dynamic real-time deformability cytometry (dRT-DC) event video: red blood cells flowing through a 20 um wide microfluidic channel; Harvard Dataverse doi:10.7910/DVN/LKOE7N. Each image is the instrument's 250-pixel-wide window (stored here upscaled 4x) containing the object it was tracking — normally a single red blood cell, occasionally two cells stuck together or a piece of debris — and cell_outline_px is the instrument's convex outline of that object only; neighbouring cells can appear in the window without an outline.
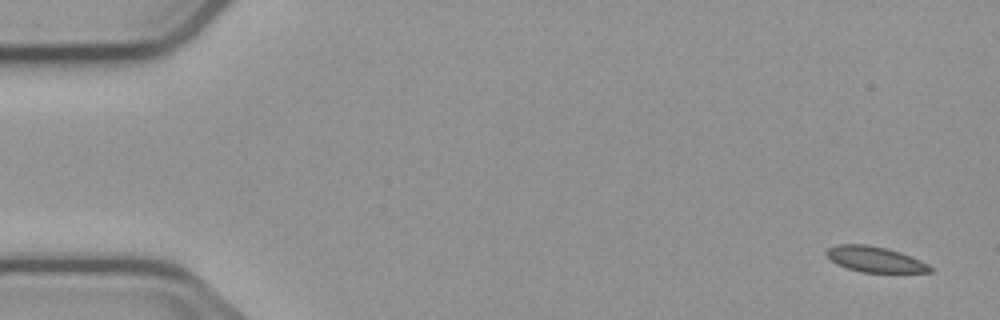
{"species": "common noctule bat (a hibernating species)", "species_latin": "Nyctalus noctula", "temperature_condition": "cold", "stored_images_in_passage": 4, "camera_frame_rate_fps": 3000, "um_per_image_px": 0.085, "animal": {"sex": "male", "body_mass_g": 23.1, "forearm_length_mm": 52.7}, "frame": {"image": 1, "passage_image": 1, "time_ms": 0.0, "image_size_px": [1000, 320], "cell_outline_px": [[932, 272], [860, 272], [836, 264], [824, 252], [828, 248], [836, 244], [864, 244], [888, 248], [900, 252], [920, 260], [928, 264], [932, 268]], "centroid_in_image_um": [74.35, 22.03], "position_along_channel_um": 10.6, "area_um2": 15.37}}
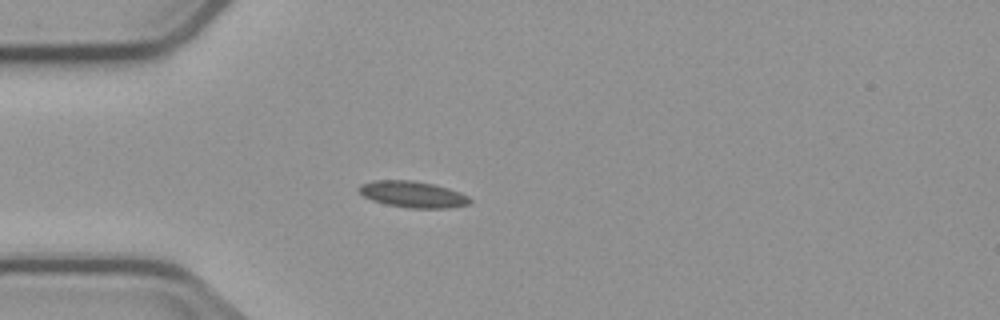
{"frame": {"image": 2, "passage_image": 4, "time_ms": 4.333, "image_size_px": [1000, 320], "cell_outline_px": [[472, 200], [468, 204], [448, 208], [408, 208], [384, 204], [372, 200], [364, 196], [356, 188], [360, 184], [376, 180], [412, 180], [436, 184], [460, 192], [468, 196]], "centroid_in_image_um": [35.07, 16.51], "position_along_channel_um": 49.9, "area_um2": 17.17}}